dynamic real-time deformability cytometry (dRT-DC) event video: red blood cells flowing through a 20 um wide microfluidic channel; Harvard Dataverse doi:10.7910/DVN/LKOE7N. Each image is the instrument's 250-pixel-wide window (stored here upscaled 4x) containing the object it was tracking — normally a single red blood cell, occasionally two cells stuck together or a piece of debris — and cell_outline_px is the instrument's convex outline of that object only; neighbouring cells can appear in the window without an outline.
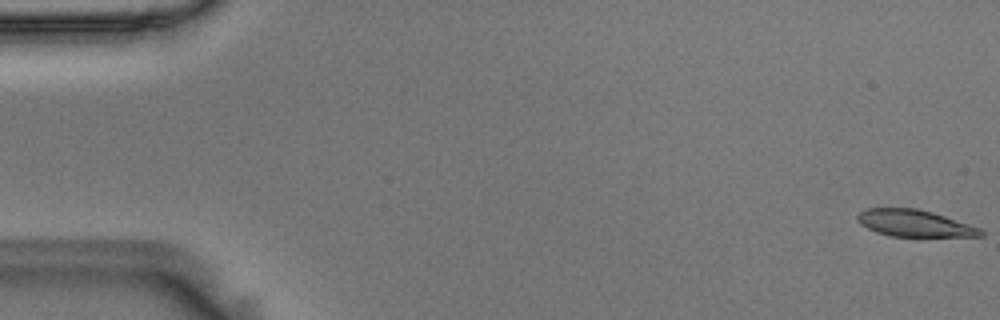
{"species": "Egyptian fruit bat (a non-hibernating species)", "species_latin": "Rousettus aegyptiacus", "temperature_condition": "room temperature", "stored_images_in_passage": 10, "camera_frame_rate_fps": 3000, "um_per_image_px": 0.085, "animal": {"sex": "male"}, "frame": {"image": 1, "passage_image": 1, "time_ms": 0.0, "image_size_px": [1000, 320], "cell_outline_px": [[984, 236], [892, 236], [876, 232], [860, 224], [856, 220], [856, 216], [860, 212], [868, 208], [916, 208], [932, 212], [980, 228], [984, 232]], "centroid_in_image_um": [77.7, 18.97], "position_along_channel_um": 7.3, "area_um2": 19.02}}